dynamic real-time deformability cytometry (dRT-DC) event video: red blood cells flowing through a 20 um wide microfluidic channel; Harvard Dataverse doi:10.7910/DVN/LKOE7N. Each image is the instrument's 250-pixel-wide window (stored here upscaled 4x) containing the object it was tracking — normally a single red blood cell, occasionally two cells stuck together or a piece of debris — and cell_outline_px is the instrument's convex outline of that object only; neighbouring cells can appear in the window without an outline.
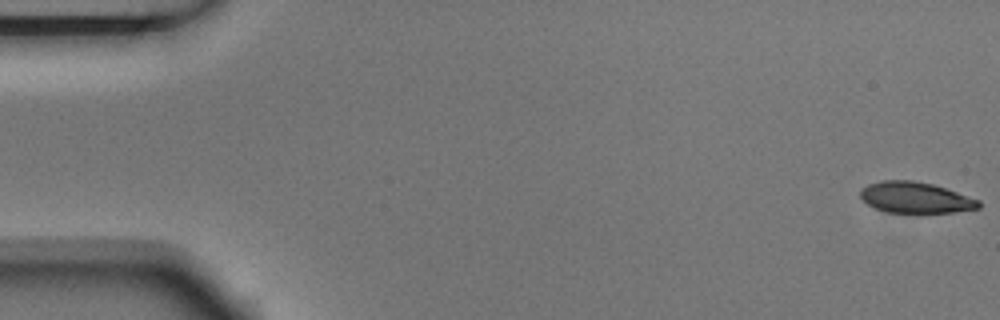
{"species": "Egyptian fruit bat (a non-hibernating species)", "species_latin": "Rousettus aegyptiacus", "temperature_condition": "room temperature", "stored_images_in_passage": 5, "camera_frame_rate_fps": 3000, "um_per_image_px": 0.085, "animal": {"sex": "male"}, "frame": {"image": 1, "passage_image": 1, "time_ms": 0.0, "image_size_px": [1000, 320], "cell_outline_px": [[980, 208], [952, 212], [888, 212], [876, 208], [868, 204], [860, 196], [860, 188], [868, 184], [884, 180], [912, 180], [932, 184], [980, 200]], "centroid_in_image_um": [77.79, 16.78], "position_along_channel_um": 7.2, "area_um2": 21.1}}
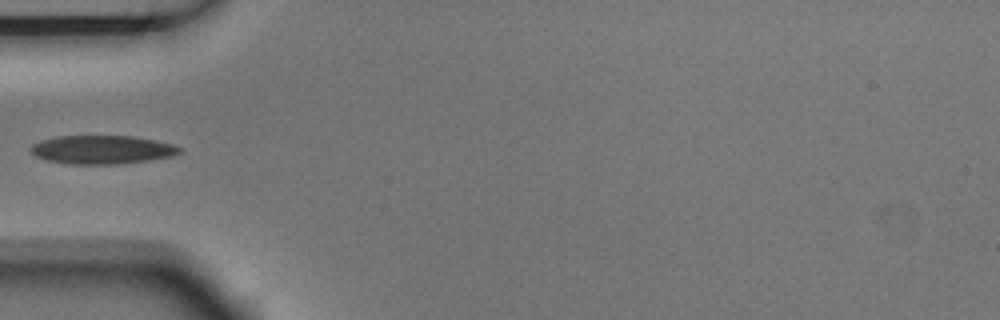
{"frame": {"image": 2, "passage_image": 5, "time_ms": 1.333, "image_size_px": [1000, 320], "cell_outline_px": [[184, 152], [172, 156], [148, 160], [120, 164], [68, 164], [48, 160], [36, 156], [28, 148], [32, 144], [40, 140], [56, 136], [132, 136], [156, 140], [172, 144], [184, 148]], "centroid_in_image_um": [8.7, 12.72], "position_along_channel_um": 76.3, "area_um2": 24.97}}